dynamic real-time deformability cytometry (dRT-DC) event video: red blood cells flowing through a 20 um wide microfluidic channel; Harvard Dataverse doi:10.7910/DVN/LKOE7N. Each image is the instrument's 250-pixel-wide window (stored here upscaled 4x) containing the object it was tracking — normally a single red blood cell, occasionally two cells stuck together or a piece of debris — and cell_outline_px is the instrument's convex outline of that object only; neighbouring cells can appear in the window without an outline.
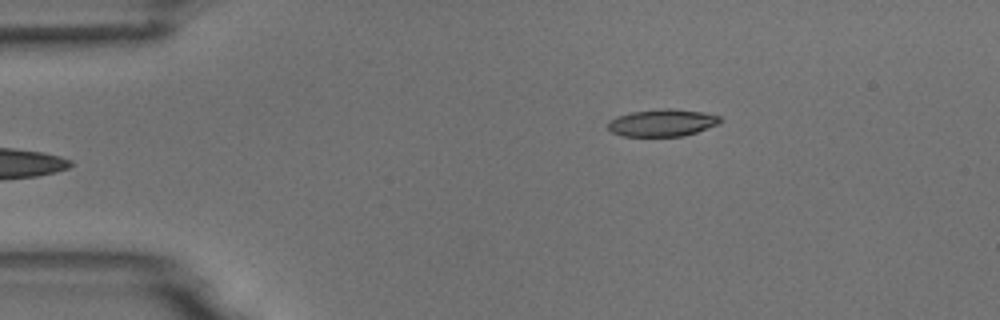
{"species": "common noctule bat (a hibernating species)", "species_latin": "Nyctalus noctula", "temperature_condition": "room temperature", "stored_images_in_passage": 6, "camera_frame_rate_fps": 3000, "um_per_image_px": 0.085, "animal": {"sex": "male", "body_mass_g": 18.8}, "frame": {"image": 1, "passage_image": 6, "time_ms": 6.0, "image_size_px": [1000, 320], "cell_outline_px": [[724, 120], [720, 124], [684, 136], [620, 136], [612, 132], [608, 128], [608, 120], [616, 116], [632, 112], [664, 108], [676, 108], [704, 112], [720, 116]], "centroid_in_image_um": [56.32, 10.43], "position_along_channel_um": 28.7, "area_um2": 18.09}}